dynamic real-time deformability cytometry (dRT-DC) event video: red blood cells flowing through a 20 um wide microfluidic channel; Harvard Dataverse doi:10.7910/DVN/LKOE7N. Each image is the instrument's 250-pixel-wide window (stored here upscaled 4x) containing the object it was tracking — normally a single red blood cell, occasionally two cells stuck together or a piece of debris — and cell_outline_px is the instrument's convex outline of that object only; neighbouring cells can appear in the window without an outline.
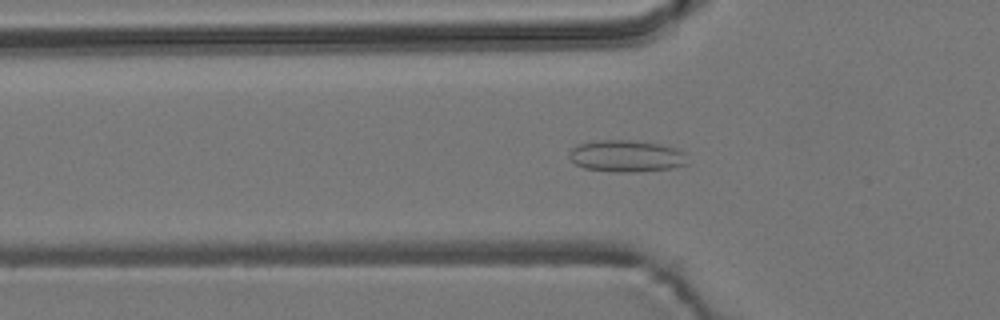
{"species": "common noctule bat (a hibernating species)", "species_latin": "Nyctalus noctula", "temperature_condition": "room temperature", "stored_images_in_passage": 48, "camera_frame_rate_fps": 3000, "um_per_image_px": 0.085, "animal": {"sex": "male", "body_mass_g": 19.2, "forearm_length_mm": 51.8}, "frame": {"image": 1, "passage_image": 10, "time_ms": 3.0, "image_size_px": [1000, 320], "cell_outline_px": [[688, 164], [676, 168], [636, 172], [616, 172], [584, 168], [576, 164], [568, 156], [568, 152], [572, 148], [580, 144], [596, 140], [632, 140], [660, 144], [676, 148], [684, 152]], "centroid_in_image_um": [53.26, 13.27], "position_along_channel_um": 72.5, "area_um2": 22.08}}
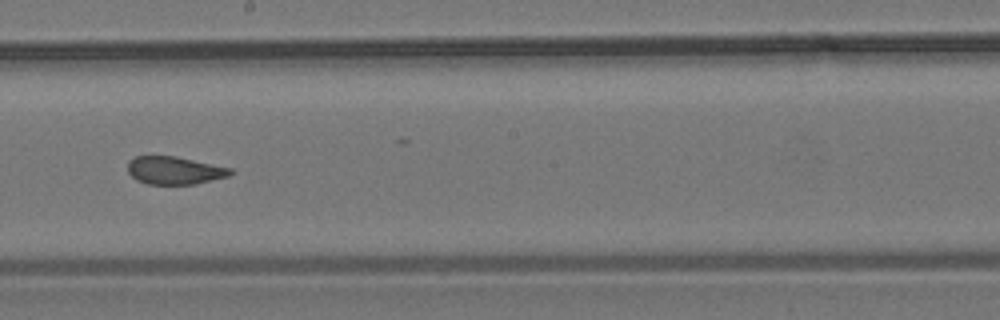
{"frame": {"image": 2, "passage_image": 23, "time_ms": 7.333, "image_size_px": [1000, 320], "cell_outline_px": [[236, 172], [228, 176], [196, 184], [148, 184], [136, 180], [128, 172], [128, 160], [136, 156], [176, 156], [232, 168]], "centroid_in_image_um": [14.85, 14.48], "position_along_channel_um": 233.3, "area_um2": 16.76}}
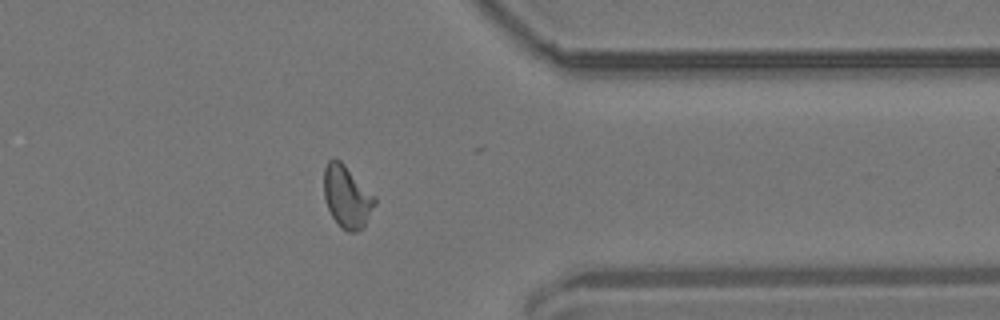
{"frame": {"image": 3, "passage_image": 36, "time_ms": 11.667, "image_size_px": [1000, 320], "cell_outline_px": [[376, 204], [364, 228], [356, 232], [348, 232], [340, 228], [332, 216], [328, 208], [324, 196], [324, 168], [328, 160], [332, 156], [340, 160], [376, 196]], "centroid_in_image_um": [29.5, 16.73], "position_along_channel_um": 381.9, "area_um2": 18.79}, "authors_computed_cell_mechanics": {"area_um2": 17.9758, "velocity_mm_per_s": 3.6897, "shape_relaxation_time_tau1_ms": null, "shape_relaxation_time_tau2_ms": 0.9637, "deformation_change_tau1": null, "deformation_change_tau2": 0.0807}}